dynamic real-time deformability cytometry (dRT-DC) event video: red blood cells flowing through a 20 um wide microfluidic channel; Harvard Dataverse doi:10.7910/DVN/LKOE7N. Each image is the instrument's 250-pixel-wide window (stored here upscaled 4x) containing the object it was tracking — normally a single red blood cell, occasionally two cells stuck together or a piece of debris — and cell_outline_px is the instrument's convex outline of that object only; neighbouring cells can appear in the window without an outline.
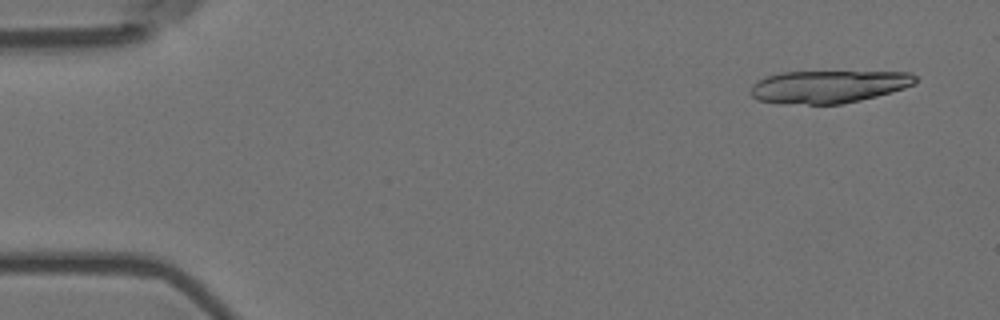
{"species": "Egyptian fruit bat (a non-hibernating species)", "species_latin": "Rousettus aegyptiacus", "temperature_condition": "room temperature", "stored_images_in_passage": 16, "camera_frame_rate_fps": 3000, "um_per_image_px": 0.085, "animal": {"sex": "female"}, "frame": {"image": 1, "passage_image": 1, "time_ms": 0.0, "image_size_px": [1000, 320], "cell_outline_px": [[916, 84], [904, 88], [876, 96], [860, 100], [840, 104], [784, 104], [756, 100], [748, 92], [752, 84], [756, 80], [780, 72], [912, 72], [916, 76]], "centroid_in_image_um": [70.37, 7.37], "position_along_channel_um": 14.6, "area_um2": 31.5}}